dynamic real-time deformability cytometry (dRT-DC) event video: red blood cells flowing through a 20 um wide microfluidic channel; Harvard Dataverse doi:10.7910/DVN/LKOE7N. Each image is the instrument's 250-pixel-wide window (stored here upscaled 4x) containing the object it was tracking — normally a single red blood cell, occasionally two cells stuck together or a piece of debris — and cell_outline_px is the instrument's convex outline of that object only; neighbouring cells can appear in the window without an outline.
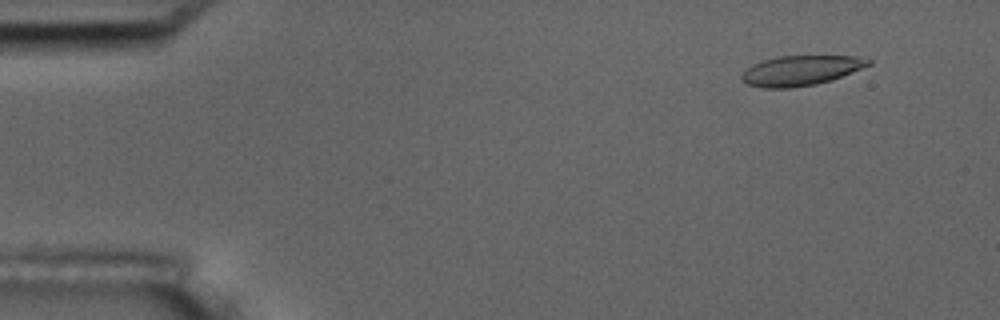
{"species": "common noctule bat (a hibernating species)", "species_latin": "Nyctalus noctula", "temperature_condition": "room temperature", "stored_images_in_passage": 4, "camera_frame_rate_fps": 3000, "um_per_image_px": 0.085, "animal": {"sex": "male", "body_mass_g": 17.5, "forearm_length_mm": 52.3}, "frame": {"image": 1, "passage_image": 1, "time_ms": 0.0, "image_size_px": [1000, 320], "cell_outline_px": [[872, 64], [832, 80], [816, 84], [792, 88], [764, 88], [748, 84], [740, 80], [740, 76], [752, 64], [764, 60], [780, 56], [856, 56], [872, 60]], "centroid_in_image_um": [68.07, 6.0], "position_along_channel_um": 16.9, "area_um2": 22.08}}
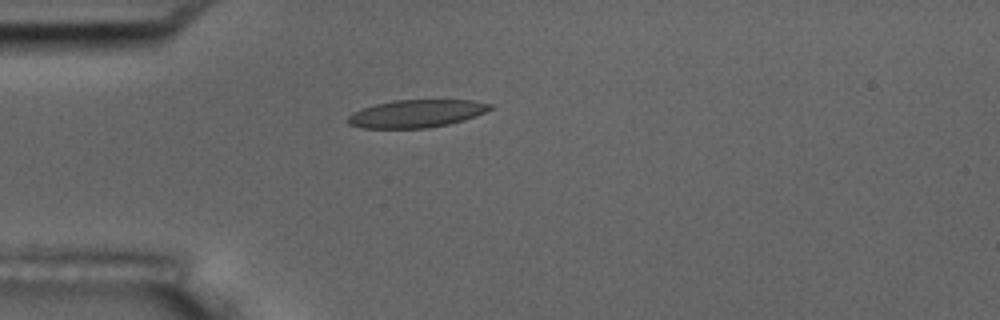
{"frame": {"image": 2, "passage_image": 4, "time_ms": 3.333, "image_size_px": [1000, 320], "cell_outline_px": [[492, 108], [476, 116], [464, 120], [448, 124], [428, 128], [360, 128], [348, 124], [348, 116], [352, 112], [376, 104], [392, 100], [472, 100], [492, 104]], "centroid_in_image_um": [35.39, 9.66], "position_along_channel_um": 49.6, "area_um2": 22.95}}